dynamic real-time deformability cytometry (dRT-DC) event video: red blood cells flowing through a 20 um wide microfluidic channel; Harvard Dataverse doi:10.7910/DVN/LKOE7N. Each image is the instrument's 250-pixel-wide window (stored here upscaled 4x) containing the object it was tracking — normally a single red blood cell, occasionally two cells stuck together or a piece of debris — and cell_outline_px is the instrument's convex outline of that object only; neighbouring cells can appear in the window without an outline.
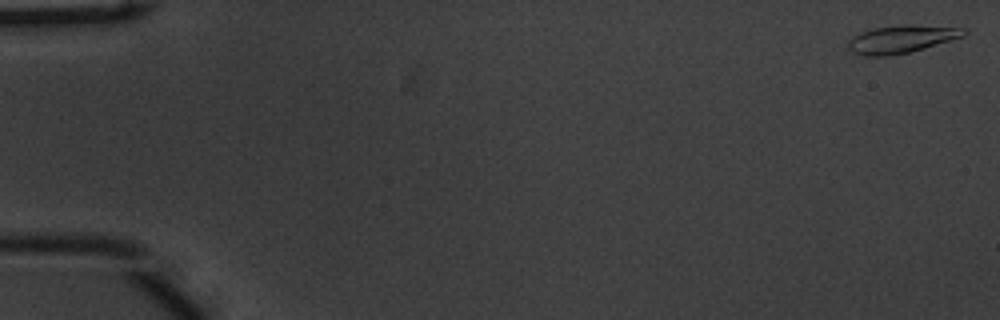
{"species": "common noctule bat (a hibernating species)", "species_latin": "Nyctalus noctula", "temperature_condition": "warm", "stored_images_in_passage": 54, "camera_frame_rate_fps": 3000, "um_per_image_px": 0.085, "animal": {"sex": "male", "body_mass_g": 20.1, "forearm_length_mm": 53.5}, "frame": {"image": 1, "passage_image": 1, "time_ms": 0.0, "image_size_px": [1000, 320], "cell_outline_px": [[968, 32], [964, 36], [952, 40], [924, 48], [908, 52], [884, 56], [864, 56], [852, 52], [848, 48], [848, 40], [852, 36], [860, 32], [872, 28], [904, 24], [908, 24], [968, 28]], "centroid_in_image_um": [76.63, 3.31], "position_along_channel_um": 8.4, "area_um2": 18.9}}
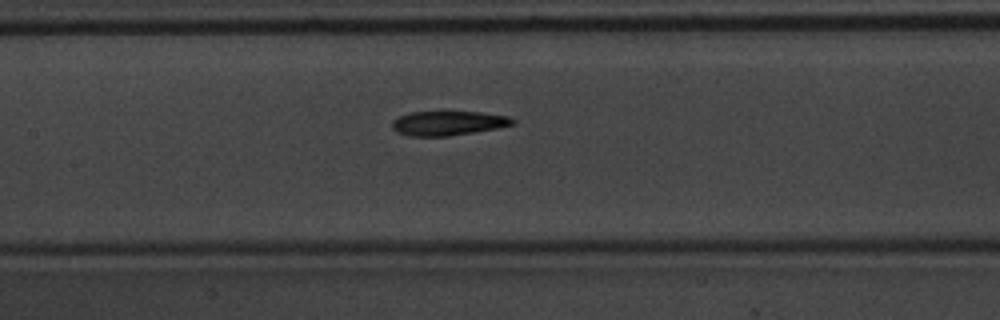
{"frame": {"image": 2, "passage_image": 26, "time_ms": 8.333, "image_size_px": [1000, 320], "cell_outline_px": [[516, 124], [500, 128], [448, 136], [408, 136], [396, 132], [392, 128], [392, 120], [408, 112], [444, 108], [448, 108], [480, 112], [508, 116], [516, 120]], "centroid_in_image_um": [38.09, 10.41], "position_along_channel_um": 169.3, "area_um2": 18.38}}
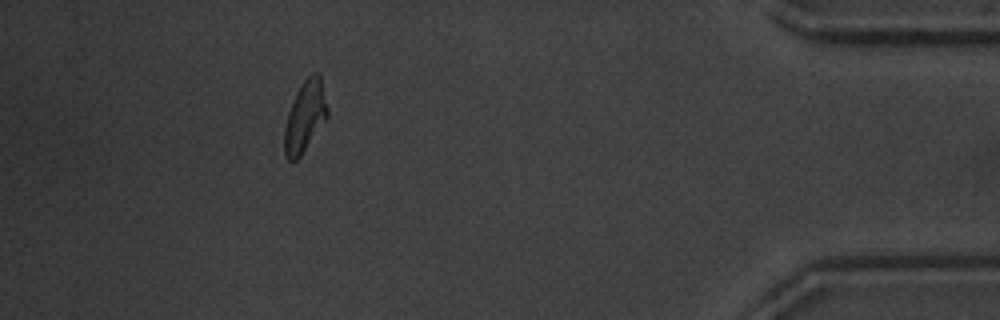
{"frame": {"image": 3, "passage_image": 49, "time_ms": 16.0, "image_size_px": [1000, 320], "cell_outline_px": [[328, 116], [300, 156], [296, 160], [288, 160], [284, 156], [284, 128], [288, 112], [296, 92], [300, 84], [312, 72], [316, 72], [320, 76], [328, 108]], "centroid_in_image_um": [25.91, 9.89], "position_along_channel_um": 409.3, "area_um2": 17.69}, "authors_computed_cell_mechanics": {"area_um2": 17.8313, "velocity_mm_per_s": 3.7808, "shape_relaxation_time_tau1_ms": 4.1172, "shape_relaxation_time_tau2_ms": 3.397, "deformation_change_tau1": 0.1799, "deformation_change_tau2": 0.1205}}